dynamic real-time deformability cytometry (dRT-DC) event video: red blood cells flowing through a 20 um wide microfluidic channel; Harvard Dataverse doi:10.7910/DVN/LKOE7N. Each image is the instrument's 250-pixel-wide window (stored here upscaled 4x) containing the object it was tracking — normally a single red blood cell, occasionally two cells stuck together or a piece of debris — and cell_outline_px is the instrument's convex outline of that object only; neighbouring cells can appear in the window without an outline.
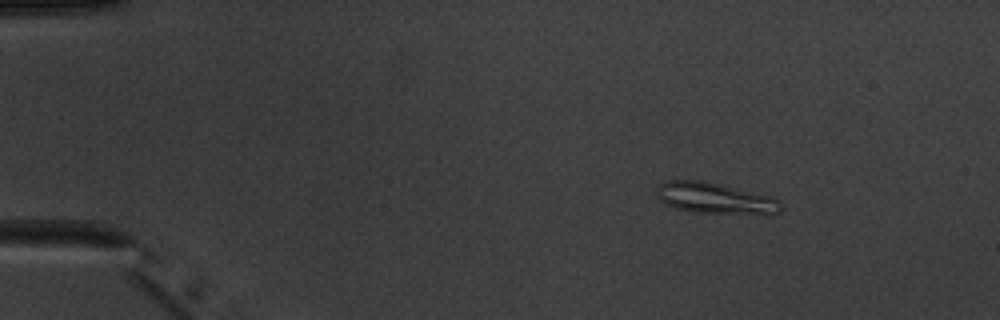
{"species": "common noctule bat (a hibernating species)", "species_latin": "Nyctalus noctula", "temperature_condition": "warm", "stored_images_in_passage": 4, "segment_of_instrument_passage": [1, 2], "camera_frame_rate_fps": 3000, "um_per_image_px": 0.085, "animal": {"sex": "male", "body_mass_g": 20.1, "forearm_length_mm": 53.5}, "frame": {"image": 1, "passage_image": 1, "time_ms": 0.0, "image_size_px": [1000, 320], "cell_outline_px": [[784, 208], [780, 212], [772, 216], [768, 216], [696, 212], [676, 208], [664, 204], [660, 200], [656, 192], [656, 188], [660, 184], [668, 180], [700, 180], [772, 196], [780, 200]], "centroid_in_image_um": [60.89, 16.89], "position_along_channel_um": 24.1, "area_um2": 23.06}}